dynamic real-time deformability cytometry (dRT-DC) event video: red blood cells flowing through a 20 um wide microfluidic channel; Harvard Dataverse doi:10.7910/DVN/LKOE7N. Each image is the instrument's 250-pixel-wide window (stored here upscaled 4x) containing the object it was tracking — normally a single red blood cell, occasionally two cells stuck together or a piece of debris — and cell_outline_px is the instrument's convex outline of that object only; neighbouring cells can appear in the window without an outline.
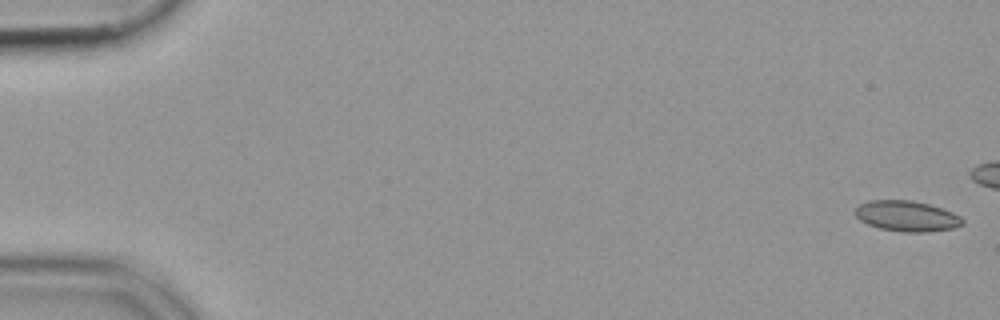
{"species": "common noctule bat (a hibernating species)", "species_latin": "Nyctalus noctula", "temperature_condition": "cold", "stored_images_in_passage": 20, "camera_frame_rate_fps": 3000, "um_per_image_px": 0.085, "animal": {"sex": "female", "body_mass_g": 19.9}, "frame": {"image": 1, "passage_image": 1, "time_ms": 0.0, "image_size_px": [1000, 320], "cell_outline_px": [[964, 224], [952, 228], [924, 232], [904, 232], [880, 228], [868, 224], [860, 220], [852, 212], [860, 204], [868, 200], [912, 200], [928, 204], [952, 212], [960, 216], [964, 220]], "centroid_in_image_um": [77.05, 18.36], "position_along_channel_um": 8.0, "area_um2": 19.07}}
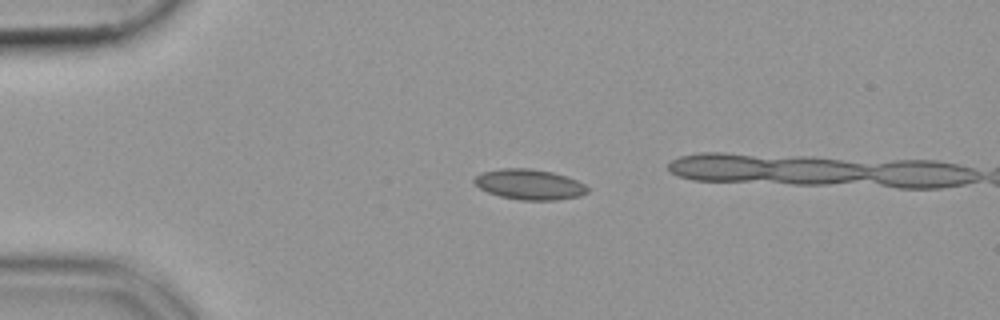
{"frame": {"image": 2, "passage_image": 13, "time_ms": 4.0, "image_size_px": [1000, 320], "cell_outline_px": [[588, 192], [580, 196], [556, 200], [520, 200], [500, 196], [488, 192], [480, 188], [472, 180], [480, 172], [500, 168], [528, 168], [552, 172], [576, 180], [584, 184], [588, 188]], "centroid_in_image_um": [44.98, 15.67], "position_along_channel_um": 40.0, "area_um2": 20.0}}
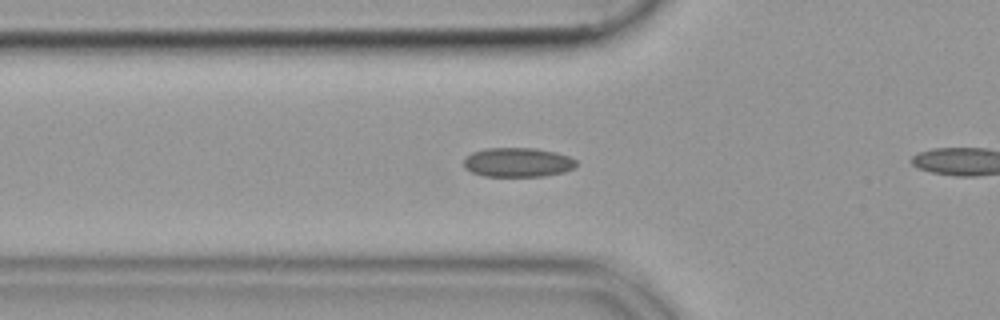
{"frame": {"image": 3, "passage_image": 19, "time_ms": 6.0, "image_size_px": [1000, 320], "cell_outline_px": [[576, 168], [564, 172], [544, 176], [484, 176], [472, 172], [464, 168], [464, 160], [472, 152], [484, 148], [536, 148], [556, 152], [568, 156], [576, 160]], "centroid_in_image_um": [44.02, 13.8], "position_along_channel_um": 81.8, "area_um2": 19.31}}